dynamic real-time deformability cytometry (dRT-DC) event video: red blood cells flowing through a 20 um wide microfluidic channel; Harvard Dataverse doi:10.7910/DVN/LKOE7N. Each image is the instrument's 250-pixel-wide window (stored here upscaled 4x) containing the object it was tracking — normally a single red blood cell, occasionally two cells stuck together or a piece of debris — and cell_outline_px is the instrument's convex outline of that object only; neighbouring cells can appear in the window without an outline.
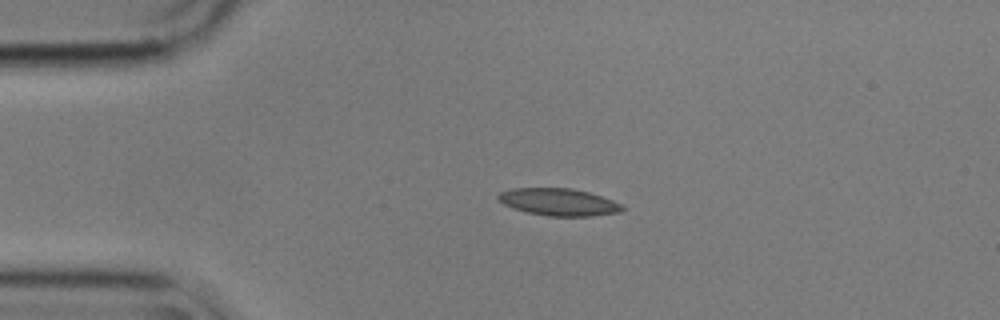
{"species": "common noctule bat (a hibernating species)", "species_latin": "Nyctalus noctula", "temperature_condition": "cold", "stored_images_in_passage": 2, "camera_frame_rate_fps": 3000, "um_per_image_px": 0.085, "animal": {"sex": "male", "body_mass_g": 17.9}, "frame": {"image": 1, "passage_image": 1, "time_ms": 0.0, "image_size_px": [1000, 320], "cell_outline_px": [[624, 208], [620, 212], [592, 216], [548, 216], [528, 212], [512, 208], [504, 204], [496, 196], [500, 192], [512, 188], [572, 188], [588, 192], [612, 200], [620, 204]], "centroid_in_image_um": [47.47, 17.17], "position_along_channel_um": 37.5, "area_um2": 19.54}}